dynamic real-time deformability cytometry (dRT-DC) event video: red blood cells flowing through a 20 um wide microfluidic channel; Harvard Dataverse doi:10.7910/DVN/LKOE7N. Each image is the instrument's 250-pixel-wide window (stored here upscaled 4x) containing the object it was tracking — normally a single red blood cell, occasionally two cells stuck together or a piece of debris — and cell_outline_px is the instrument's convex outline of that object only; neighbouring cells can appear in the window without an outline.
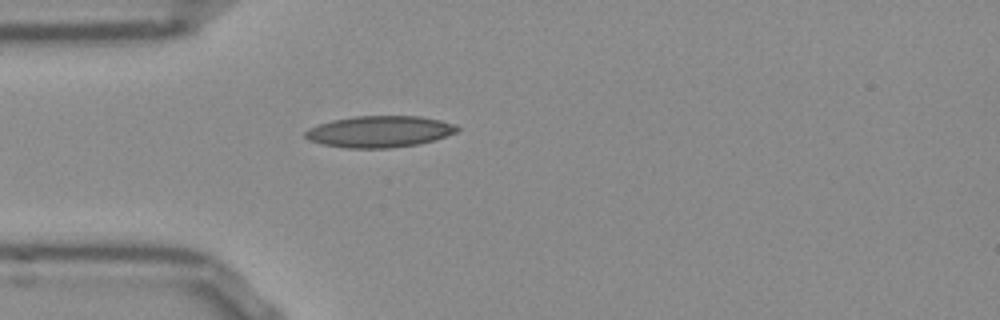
{"species": "Egyptian fruit bat (a non-hibernating species)", "species_latin": "Rousettus aegyptiacus", "temperature_condition": "room temperature", "stored_images_in_passage": 33, "camera_frame_rate_fps": 3000, "um_per_image_px": 0.085, "frame": {"image": 1, "passage_image": 1, "time_ms": 0.0, "image_size_px": [1000, 320], "cell_outline_px": [[460, 128], [456, 132], [432, 140], [416, 144], [388, 148], [348, 148], [320, 144], [308, 140], [304, 136], [304, 132], [308, 128], [332, 120], [356, 116], [420, 116], [440, 120], [452, 124]], "centroid_in_image_um": [32.2, 11.18], "position_along_channel_um": 52.8, "area_um2": 27.63}}
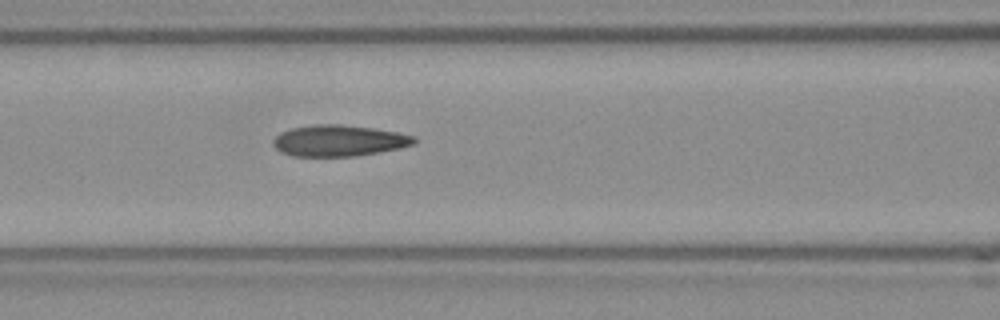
{"frame": {"image": 2, "passage_image": 8, "time_ms": 2.333, "image_size_px": [1000, 320], "cell_outline_px": [[416, 144], [400, 148], [356, 156], [292, 156], [280, 152], [272, 144], [272, 140], [280, 132], [292, 128], [316, 124], [336, 124], [372, 128], [396, 132], [416, 136]], "centroid_in_image_um": [28.8, 11.96], "position_along_channel_um": 137.8, "area_um2": 25.66}}
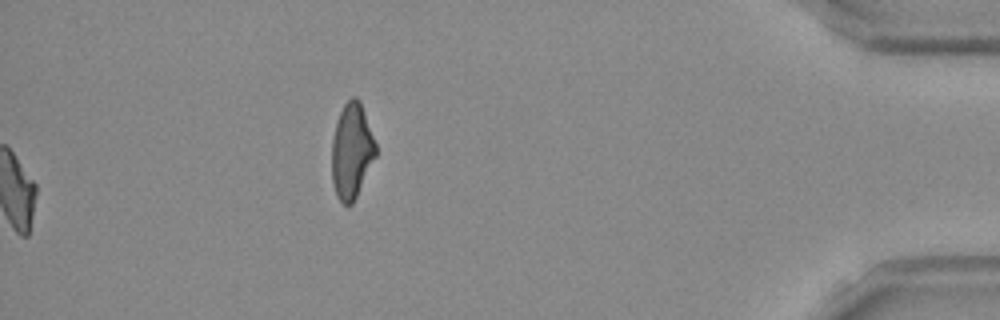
{"frame": {"image": 3, "passage_image": 33, "time_ms": 10.667, "image_size_px": [1000, 320], "cell_outline_px": [[376, 156], [352, 204], [344, 204], [336, 196], [332, 180], [332, 140], [336, 120], [344, 104], [352, 96], [356, 96], [360, 100], [376, 144]], "centroid_in_image_um": [29.88, 12.8], "position_along_channel_um": 405.3, "area_um2": 24.28}, "authors_computed_cell_mechanics": {"area_um2": 25.432, "velocity_mm_per_s": 3.8562, "shape_relaxation_time_tau1_ms": null, "shape_relaxation_time_tau2_ms": 2.58, "deformation_change_tau1": null, "deformation_change_tau2": 0.1145}}